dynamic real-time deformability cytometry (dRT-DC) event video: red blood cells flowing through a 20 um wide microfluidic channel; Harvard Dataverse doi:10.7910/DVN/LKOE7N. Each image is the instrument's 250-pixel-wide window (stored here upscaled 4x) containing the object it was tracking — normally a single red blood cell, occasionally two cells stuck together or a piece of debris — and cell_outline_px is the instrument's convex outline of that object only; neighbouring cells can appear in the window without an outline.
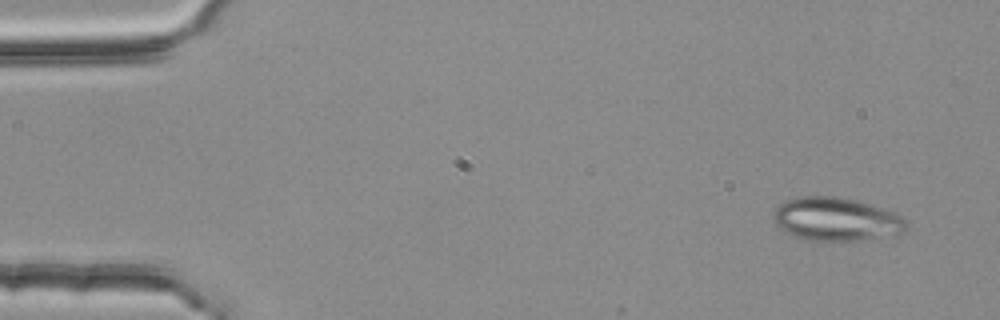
{"species": "common noctule bat (a hibernating species)", "species_latin": "Nyctalus noctula", "temperature_condition": "room temperature", "stored_images_in_passage": 3, "camera_frame_rate_fps": 3000, "um_per_image_px": 0.085, "animal": {"sex": "female", "body_mass_g": 25.1}, "frame": {"image": 1, "passage_image": 1, "time_ms": 0.0, "image_size_px": [1000, 320], "cell_outline_px": [[908, 228], [904, 232], [872, 240], [804, 240], [784, 232], [776, 224], [772, 216], [776, 208], [784, 200], [800, 196], [836, 196], [868, 204], [896, 212], [904, 216], [908, 220]], "centroid_in_image_um": [71.11, 18.64], "position_along_channel_um": 13.9, "area_um2": 33.99}}